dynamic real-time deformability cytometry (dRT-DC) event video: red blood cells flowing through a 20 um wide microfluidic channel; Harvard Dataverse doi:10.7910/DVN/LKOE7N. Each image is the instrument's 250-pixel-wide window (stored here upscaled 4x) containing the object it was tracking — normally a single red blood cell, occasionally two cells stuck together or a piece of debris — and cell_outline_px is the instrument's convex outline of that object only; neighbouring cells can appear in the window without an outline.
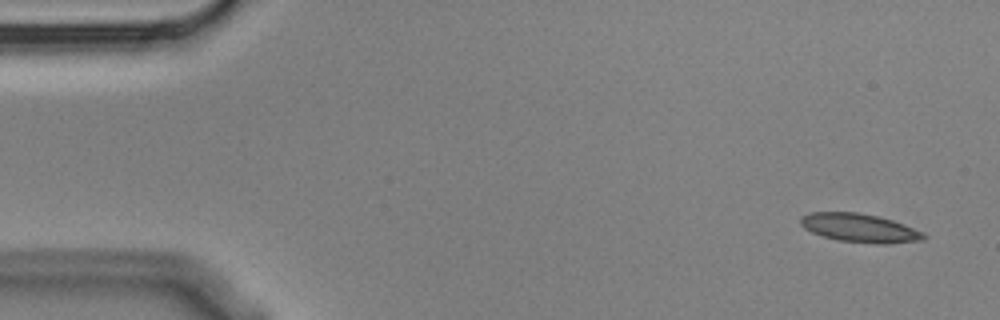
{"species": "Egyptian fruit bat (a non-hibernating species)", "species_latin": "Rousettus aegyptiacus", "temperature_condition": "cold", "stored_images_in_passage": 6, "camera_frame_rate_fps": 3000, "um_per_image_px": 0.085, "animal": {"sex": "male"}, "frame": {"image": 1, "passage_image": 1, "time_ms": 0.0, "image_size_px": [1000, 320], "cell_outline_px": [[928, 236], [924, 240], [884, 244], [876, 244], [840, 240], [824, 236], [812, 232], [804, 228], [800, 224], [800, 216], [808, 212], [856, 212], [876, 216], [892, 220], [904, 224], [924, 232]], "centroid_in_image_um": [73.08, 19.37], "position_along_channel_um": 11.9, "area_um2": 20.52}}
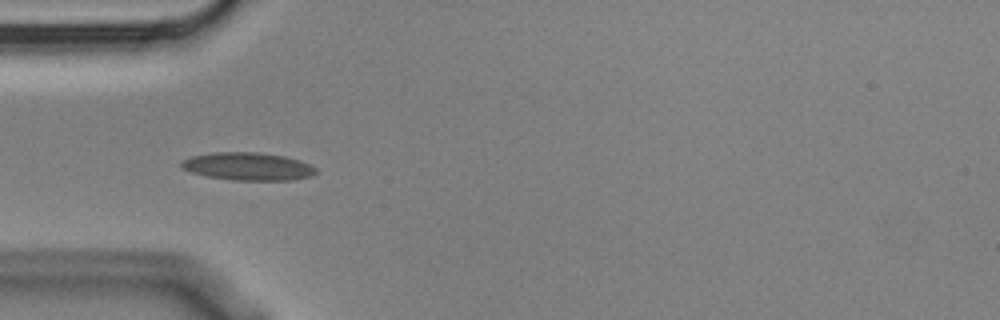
{"frame": {"image": 2, "passage_image": 5, "time_ms": 1.333, "image_size_px": [1000, 320], "cell_outline_px": [[316, 172], [312, 176], [292, 180], [236, 180], [208, 176], [192, 172], [180, 168], [180, 160], [192, 156], [212, 152], [260, 152], [284, 156], [300, 160], [316, 168]], "centroid_in_image_um": [21.06, 14.13], "position_along_channel_um": 63.9, "area_um2": 21.85}}
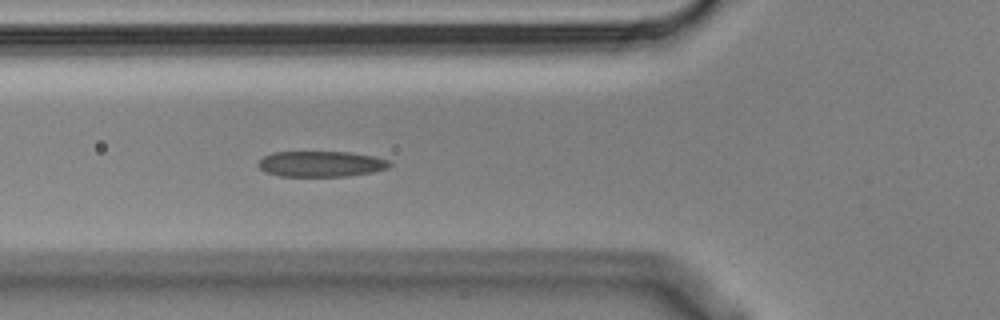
{"frame": {"image": 3, "passage_image": 6, "time_ms": 1.667, "image_size_px": [1000, 320], "cell_outline_px": [[392, 164], [388, 168], [372, 172], [348, 176], [280, 176], [264, 172], [256, 164], [264, 156], [272, 152], [348, 152], [372, 156], [388, 160]], "centroid_in_image_um": [27.26, 13.93], "position_along_channel_um": 98.5, "area_um2": 19.65}}